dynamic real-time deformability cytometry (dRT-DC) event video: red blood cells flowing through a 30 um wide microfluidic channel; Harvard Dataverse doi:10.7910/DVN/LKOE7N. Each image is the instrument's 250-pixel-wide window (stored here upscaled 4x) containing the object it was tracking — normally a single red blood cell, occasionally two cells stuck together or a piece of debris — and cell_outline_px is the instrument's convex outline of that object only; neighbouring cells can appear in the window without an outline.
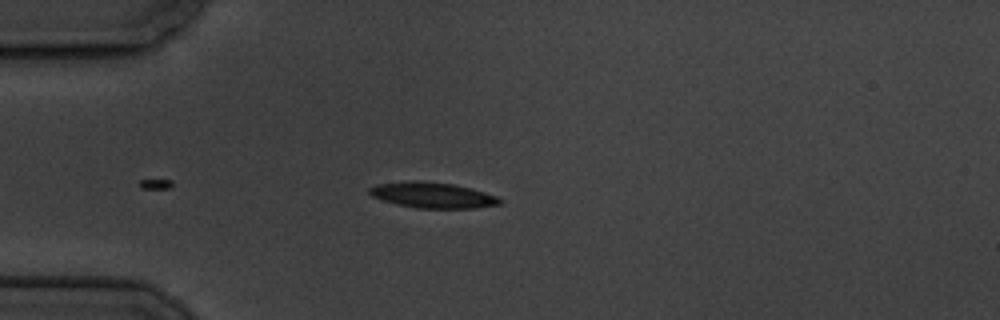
{"species": "common noctule bat (a hibernating species)", "species_latin": "Nyctalus noctula", "temperature_condition": "cold", "stored_images_in_passage": 9, "camera_frame_rate_fps": 3000, "um_per_image_px": 0.085, "animal": {"sex": "male", "body_mass_g": 19.5, "forearm_length_mm": 54.6}, "frame": {"image": 1, "passage_image": 7, "time_ms": 7.0, "image_size_px": [1000, 320], "cell_outline_px": [[504, 200], [500, 204], [476, 208], [416, 208], [396, 204], [372, 196], [368, 192], [368, 188], [376, 184], [408, 180], [420, 180], [456, 184], [472, 188], [496, 196]], "centroid_in_image_um": [36.77, 16.57], "position_along_channel_um": 48.2, "area_um2": 19.77}}
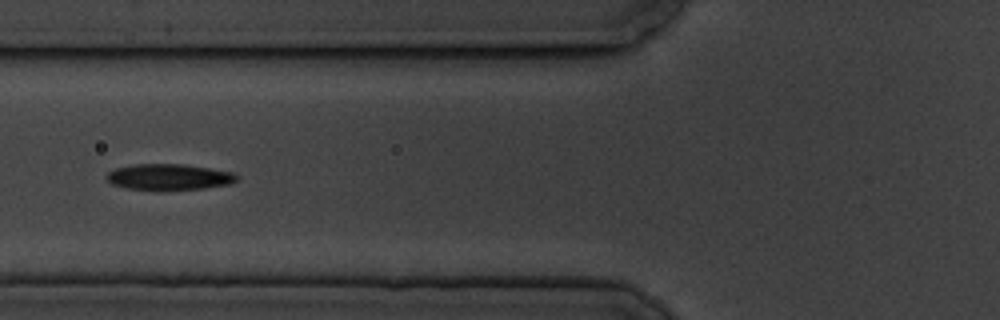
{"frame": {"image": 2, "passage_image": 9, "time_ms": 9.333, "image_size_px": [1000, 320], "cell_outline_px": [[240, 176], [232, 184], [204, 188], [164, 192], [160, 192], [128, 188], [112, 184], [108, 180], [108, 172], [116, 168], [136, 164], [184, 164], [232, 172]], "centroid_in_image_um": [14.4, 15.07], "position_along_channel_um": 111.4, "area_um2": 20.17}}